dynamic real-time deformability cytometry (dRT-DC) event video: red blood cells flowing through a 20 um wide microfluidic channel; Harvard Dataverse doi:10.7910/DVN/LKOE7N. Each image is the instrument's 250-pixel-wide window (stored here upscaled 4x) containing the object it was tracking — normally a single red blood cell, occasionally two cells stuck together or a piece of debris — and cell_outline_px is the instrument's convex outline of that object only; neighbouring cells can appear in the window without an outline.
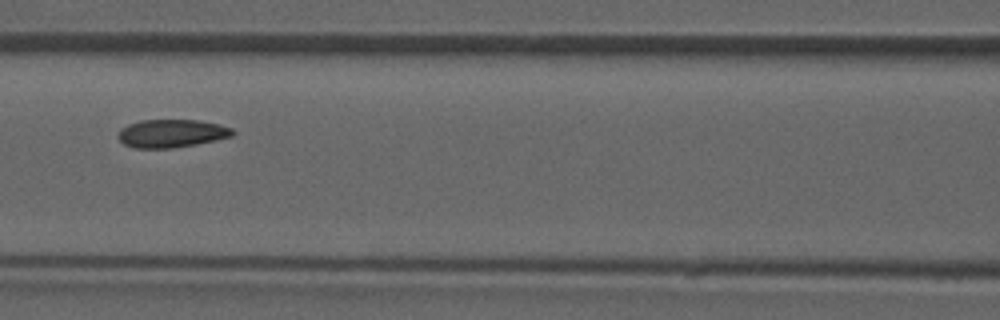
{"species": "common noctule bat (a hibernating species)", "species_latin": "Nyctalus noctula", "temperature_condition": "room temperature", "stored_images_in_passage": 9, "camera_frame_rate_fps": 3000, "um_per_image_px": 0.085, "animal": {"sex": "male", "forearm_length_mm": 52.5}, "frame": {"image": 1, "passage_image": 7, "time_ms": 8.0, "image_size_px": [1000, 320], "cell_outline_px": [[236, 132], [232, 136], [216, 140], [196, 144], [172, 148], [136, 148], [124, 144], [120, 140], [120, 128], [128, 124], [140, 120], [200, 120], [220, 124], [232, 128]], "centroid_in_image_um": [14.62, 11.33], "position_along_channel_um": 152.0, "area_um2": 18.73}}